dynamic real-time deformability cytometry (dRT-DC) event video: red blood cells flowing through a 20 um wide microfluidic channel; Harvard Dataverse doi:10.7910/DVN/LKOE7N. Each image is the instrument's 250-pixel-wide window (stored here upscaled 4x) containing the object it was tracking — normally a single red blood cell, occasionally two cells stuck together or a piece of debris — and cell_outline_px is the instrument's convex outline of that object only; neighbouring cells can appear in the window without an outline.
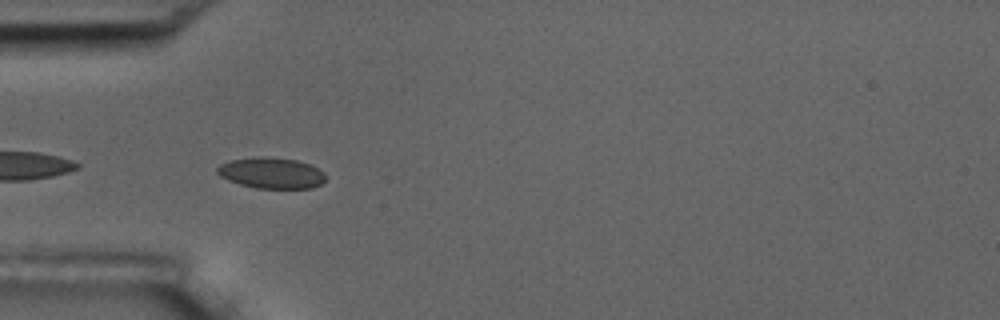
{"species": "common noctule bat (a hibernating species)", "species_latin": "Nyctalus noctula", "temperature_condition": "room temperature", "stored_images_in_passage": 6, "camera_frame_rate_fps": 3000, "um_per_image_px": 0.085, "animal": {"sex": "male", "body_mass_g": 17.5, "forearm_length_mm": 52.3}, "frame": {"image": 1, "passage_image": 5, "time_ms": 1.333, "image_size_px": [1000, 320], "cell_outline_px": [[324, 180], [320, 184], [312, 188], [256, 188], [240, 184], [228, 180], [220, 176], [216, 172], [216, 168], [220, 164], [228, 160], [252, 156], [264, 156], [296, 160], [308, 164], [324, 172]], "centroid_in_image_um": [23.0, 14.69], "position_along_channel_um": 62.0, "area_um2": 19.59}}